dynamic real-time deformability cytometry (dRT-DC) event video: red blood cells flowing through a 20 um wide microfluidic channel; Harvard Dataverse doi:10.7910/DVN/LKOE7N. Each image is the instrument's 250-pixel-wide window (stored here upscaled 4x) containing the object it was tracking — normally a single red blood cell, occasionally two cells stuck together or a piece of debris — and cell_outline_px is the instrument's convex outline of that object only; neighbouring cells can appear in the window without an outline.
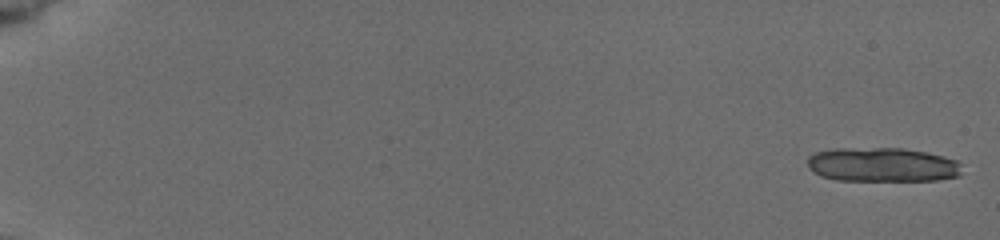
{"species": "common noctule bat (a hibernating species)", "species_latin": "Nyctalus noctula", "temperature_condition": "cold", "stored_images_in_passage": 16, "camera_frame_rate_fps": 3000, "um_per_image_px": 0.085, "animal": {"sex": "female", "body_mass_g": 19.5, "forearm_length_mm": 54.1}, "frame": {"image": 1, "passage_image": 1, "time_ms": 0.0, "image_size_px": [1000, 240], "cell_outline_px": [[960, 176], [936, 180], [836, 180], [820, 176], [812, 172], [808, 168], [808, 156], [816, 152], [836, 148], [904, 148], [944, 156], [956, 160], [960, 164]], "centroid_in_image_um": [74.97, 14.0], "position_along_channel_um": 10.0, "area_um2": 30.87}}